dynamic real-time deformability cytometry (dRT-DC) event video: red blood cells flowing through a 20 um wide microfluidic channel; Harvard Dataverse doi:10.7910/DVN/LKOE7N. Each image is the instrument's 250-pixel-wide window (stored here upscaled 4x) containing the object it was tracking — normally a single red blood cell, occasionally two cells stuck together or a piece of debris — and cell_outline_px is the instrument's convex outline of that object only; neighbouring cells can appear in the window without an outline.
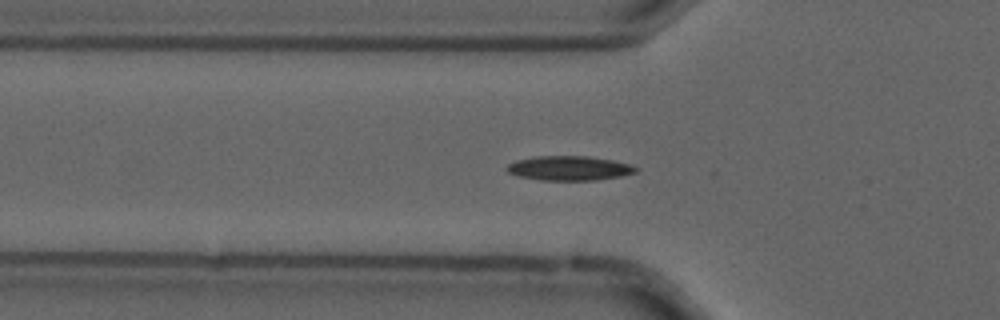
{"species": "common noctule bat (a hibernating species)", "species_latin": "Nyctalus noctula", "temperature_condition": "cold", "stored_images_in_passage": 32, "camera_frame_rate_fps": 3000, "um_per_image_px": 0.085, "animal": {"sex": "male", "forearm_length_mm": 52.5}, "frame": {"image": 1, "passage_image": 2, "time_ms": 0.333, "image_size_px": [1000, 320], "cell_outline_px": [[640, 168], [636, 172], [620, 176], [596, 180], [540, 180], [520, 176], [508, 172], [504, 168], [508, 164], [516, 160], [532, 156], [588, 156], [612, 160], [632, 164]], "centroid_in_image_um": [48.39, 14.29], "position_along_channel_um": 77.4, "area_um2": 18.5}}
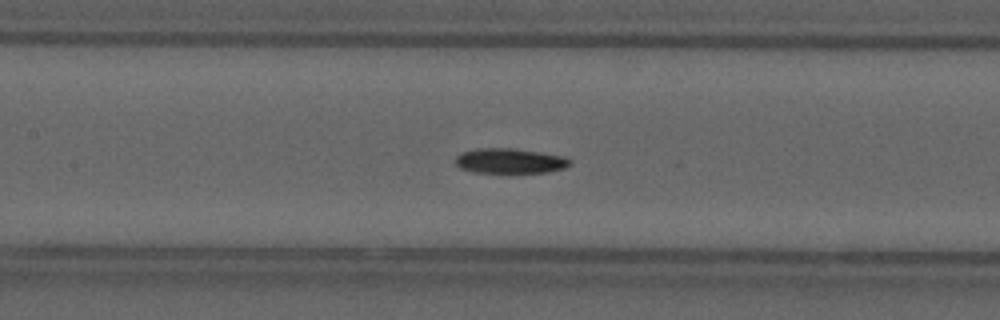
{"frame": {"image": 2, "passage_image": 9, "time_ms": 2.667, "image_size_px": [1000, 320], "cell_outline_px": [[572, 164], [564, 168], [548, 172], [476, 172], [460, 168], [456, 164], [456, 156], [460, 152], [476, 148], [512, 148], [540, 152], [564, 156], [572, 160]], "centroid_in_image_um": [43.35, 13.66], "position_along_channel_um": 164.0, "area_um2": 16.7}}
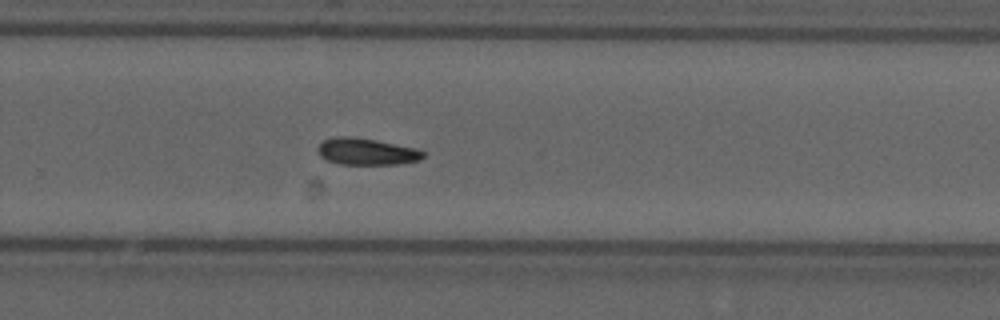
{"frame": {"image": 3, "passage_image": 20, "time_ms": 6.333, "image_size_px": [1000, 320], "cell_outline_px": [[424, 156], [420, 160], [400, 164], [340, 164], [328, 160], [320, 156], [316, 148], [324, 140], [336, 136], [352, 136], [376, 140], [416, 148], [424, 152]], "centroid_in_image_um": [31.15, 12.88], "position_along_channel_um": 298.6, "area_um2": 16.42}}